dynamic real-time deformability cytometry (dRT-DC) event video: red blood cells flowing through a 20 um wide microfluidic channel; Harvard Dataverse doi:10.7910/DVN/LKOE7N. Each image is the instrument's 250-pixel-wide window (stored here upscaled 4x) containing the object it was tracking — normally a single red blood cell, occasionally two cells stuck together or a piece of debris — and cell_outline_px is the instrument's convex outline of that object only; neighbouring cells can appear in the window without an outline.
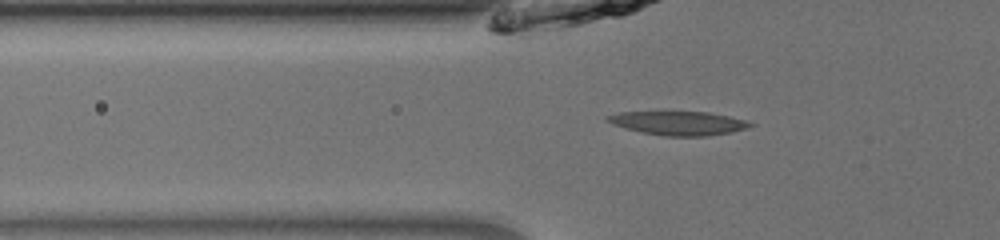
{"species": "common noctule bat (a hibernating species)", "species_latin": "Nyctalus noctula", "temperature_condition": "room temperature", "stored_images_in_passage": 37, "camera_frame_rate_fps": 3000, "um_per_image_px": 0.085, "animal": {"sex": "male", "body_mass_g": 13.0, "forearm_length_mm": 53.1}, "frame": {"image": 1, "passage_image": 4, "time_ms": 1.0, "image_size_px": [1000, 240], "cell_outline_px": [[756, 124], [748, 128], [732, 132], [708, 136], [664, 136], [624, 128], [612, 124], [604, 120], [604, 116], [620, 112], [708, 112], [728, 116], [744, 120]], "centroid_in_image_um": [57.66, 10.47], "position_along_channel_um": 68.1, "area_um2": 19.83}}
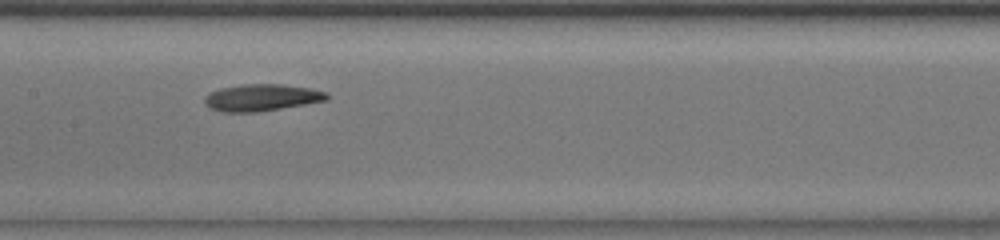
{"frame": {"image": 2, "passage_image": 13, "time_ms": 4.0, "image_size_px": [1000, 240], "cell_outline_px": [[332, 96], [328, 100], [256, 112], [224, 112], [212, 108], [204, 104], [204, 96], [220, 88], [244, 84], [280, 84], [312, 88], [328, 92]], "centroid_in_image_um": [22.29, 8.28], "position_along_channel_um": 185.1, "area_um2": 19.13}}
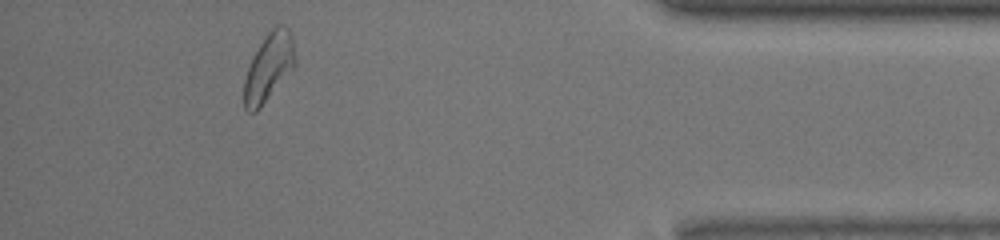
{"frame": {"image": 3, "passage_image": 33, "time_ms": 10.667, "image_size_px": [1000, 240], "cell_outline_px": [[296, 60], [292, 68], [260, 108], [256, 112], [248, 112], [244, 108], [244, 80], [248, 68], [260, 44], [268, 32], [276, 24], [284, 24], [288, 28], [292, 36], [296, 56]], "centroid_in_image_um": [22.85, 5.69], "position_along_channel_um": 412.4, "area_um2": 19.83}, "authors_computed_cell_mechanics": {"area_um2": 19.1896, "velocity_mm_per_s": 3.9545, "shape_relaxation_time_tau1_ms": 4.3611, "shape_relaxation_time_tau2_ms": 8.985, "deformation_change_tau1": 0.1337, "deformation_change_tau2": 0.1643}}